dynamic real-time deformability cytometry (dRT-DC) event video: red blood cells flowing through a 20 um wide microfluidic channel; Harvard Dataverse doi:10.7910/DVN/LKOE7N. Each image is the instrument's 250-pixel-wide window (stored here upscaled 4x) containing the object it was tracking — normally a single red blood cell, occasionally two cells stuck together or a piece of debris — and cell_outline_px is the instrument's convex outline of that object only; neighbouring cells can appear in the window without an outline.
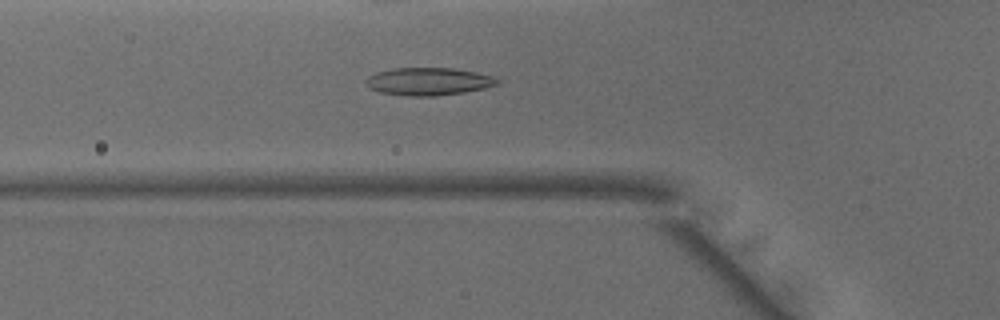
{"species": "common noctule bat (a hibernating species)", "species_latin": "Nyctalus noctula", "temperature_condition": "warm", "stored_images_in_passage": 49, "camera_frame_rate_fps": 3000, "um_per_image_px": 0.085, "animal": {"sex": "male", "body_mass_g": 15.6}, "frame": {"image": 1, "passage_image": 17, "time_ms": 5.333, "image_size_px": [1000, 320], "cell_outline_px": [[500, 84], [484, 88], [464, 92], [432, 96], [408, 96], [380, 92], [368, 88], [364, 84], [364, 80], [368, 76], [376, 72], [392, 68], [452, 68], [476, 72], [492, 76], [500, 80]], "centroid_in_image_um": [36.38, 6.92], "position_along_channel_um": 89.4, "area_um2": 21.33}}
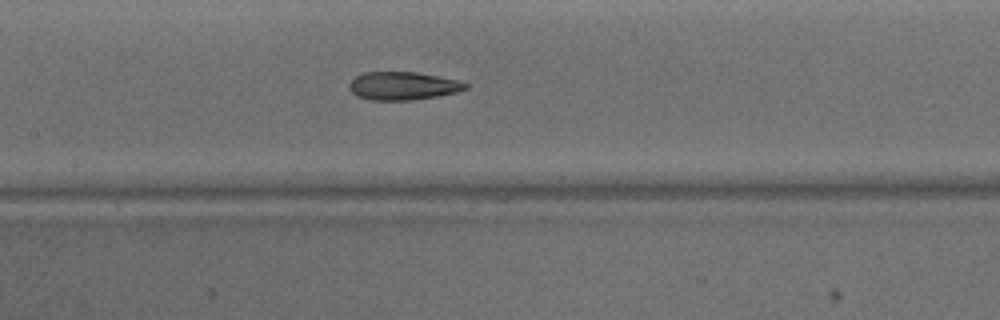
{"frame": {"image": 2, "passage_image": 23, "time_ms": 7.333, "image_size_px": [1000, 320], "cell_outline_px": [[468, 88], [456, 92], [436, 96], [412, 100], [372, 100], [356, 96], [348, 88], [348, 84], [356, 76], [364, 72], [416, 72], [456, 80], [468, 84]], "centroid_in_image_um": [34.2, 7.3], "position_along_channel_um": 173.2, "area_um2": 18.9}}
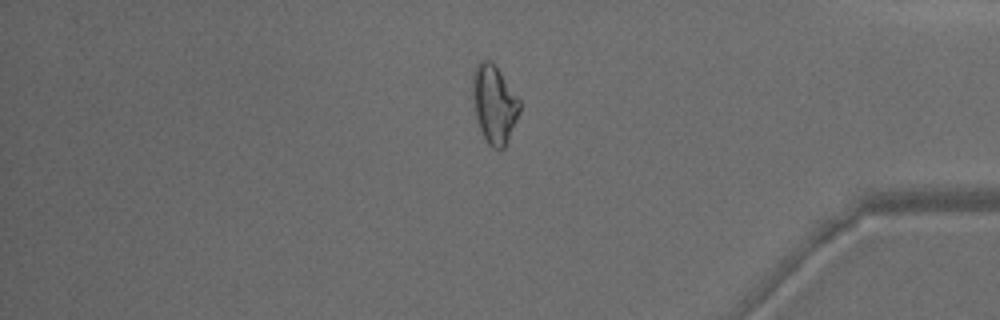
{"frame": {"image": 3, "passage_image": 41, "time_ms": 13.333, "image_size_px": [1000, 320], "cell_outline_px": [[520, 112], [508, 140], [504, 148], [500, 152], [492, 148], [488, 144], [480, 128], [476, 116], [472, 96], [472, 76], [476, 64], [480, 60], [492, 60], [496, 64], [520, 100]], "centroid_in_image_um": [42.01, 8.83], "position_along_channel_um": 393.2, "area_um2": 21.73}, "authors_computed_cell_mechanics": {"area_um2": 20.8658, "velocity_mm_per_s": 4.1472, "shape_relaxation_time_tau1_ms": 7.1178, "shape_relaxation_time_tau2_ms": 2.0601, "deformation_change_tau1": 0.2161, "deformation_change_tau2": 0.1107}}